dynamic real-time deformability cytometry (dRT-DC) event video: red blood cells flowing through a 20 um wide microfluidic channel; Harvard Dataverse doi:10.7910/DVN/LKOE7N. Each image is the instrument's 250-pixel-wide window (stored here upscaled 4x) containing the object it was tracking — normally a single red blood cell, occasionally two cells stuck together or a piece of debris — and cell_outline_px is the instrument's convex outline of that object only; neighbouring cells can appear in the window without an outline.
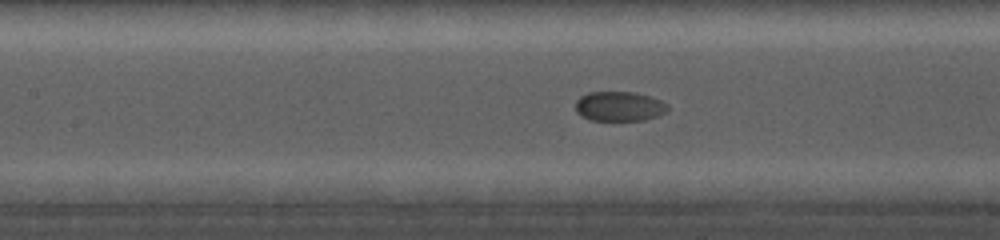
{"species": "common noctule bat (a hibernating species)", "species_latin": "Nyctalus noctula", "temperature_condition": "cold", "stored_images_in_passage": 32, "camera_frame_rate_fps": 5000, "um_per_image_px": 0.085, "animal": {"sex": "female", "body_mass_g": 19.0, "forearm_length_mm": 56.7}, "frame": {"image": 1, "passage_image": 14, "time_ms": 7.6, "image_size_px": [1000, 240], "cell_outline_px": [[668, 112], [644, 120], [588, 120], [580, 116], [576, 112], [576, 100], [580, 96], [588, 92], [636, 92], [660, 100], [668, 104]], "centroid_in_image_um": [52.62, 9.04], "position_along_channel_um": 154.8, "area_um2": 16.07}}
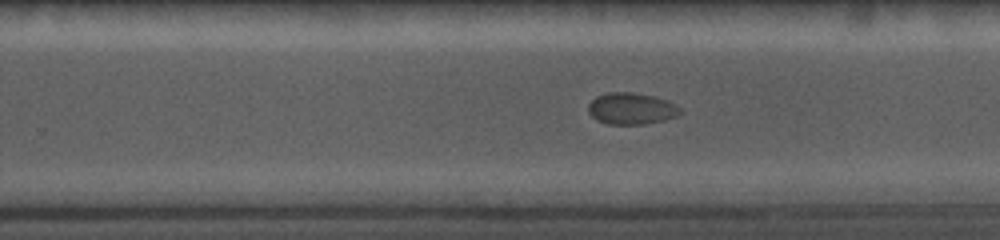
{"frame": {"image": 2, "passage_image": 24, "time_ms": 11.0, "image_size_px": [1000, 240], "cell_outline_px": [[680, 112], [676, 116], [664, 120], [644, 124], [608, 124], [596, 120], [588, 112], [588, 104], [596, 96], [608, 92], [636, 92], [668, 100], [676, 104], [680, 108]], "centroid_in_image_um": [53.65, 9.22], "position_along_channel_um": 276.2, "area_um2": 16.99}}
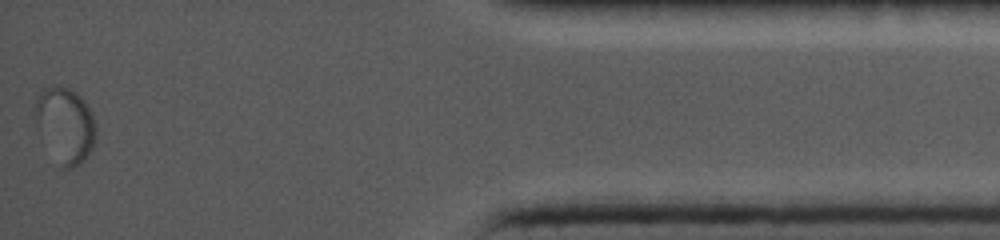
{"frame": {"image": 3, "passage_image": 32, "time_ms": 16.6, "image_size_px": [1000, 240], "cell_outline_px": [[96, 136], [92, 148], [84, 160], [72, 168], [60, 168], [36, 124], [36, 100], [40, 92], [44, 88], [56, 84], [68, 88], [76, 92], [84, 100], [92, 116], [96, 128]], "centroid_in_image_um": [5.55, 10.61], "position_along_channel_um": 429.6, "area_um2": 26.3}}